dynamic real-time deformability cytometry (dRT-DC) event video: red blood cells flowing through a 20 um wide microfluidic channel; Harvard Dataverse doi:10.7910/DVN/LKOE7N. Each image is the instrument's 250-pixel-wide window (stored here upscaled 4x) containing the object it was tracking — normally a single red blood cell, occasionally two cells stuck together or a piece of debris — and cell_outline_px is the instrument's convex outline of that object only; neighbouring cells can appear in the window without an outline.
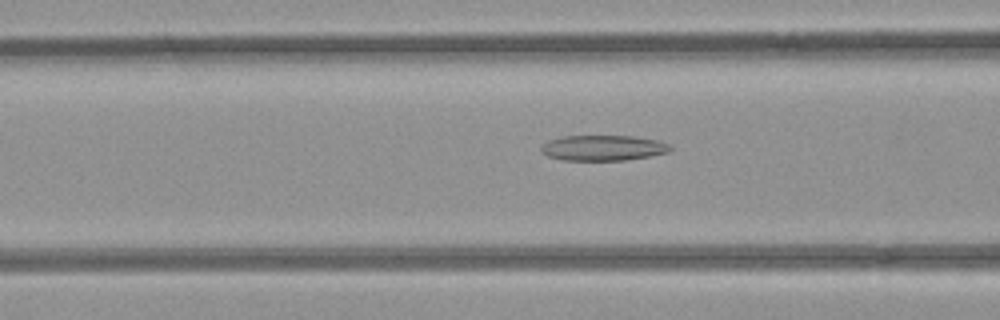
{"species": "common noctule bat (a hibernating species)", "species_latin": "Nyctalus noctula", "temperature_condition": "room temperature", "stored_images_in_passage": 34, "camera_frame_rate_fps": 3000, "um_per_image_px": 0.085, "animal": {"sex": "female", "body_mass_g": 21.9}, "frame": {"image": 1, "passage_image": 12, "time_ms": 3.667, "image_size_px": [1000, 320], "cell_outline_px": [[672, 148], [668, 152], [648, 156], [624, 160], [560, 160], [548, 156], [540, 152], [540, 144], [548, 140], [560, 136], [632, 136], [656, 140], [668, 144]], "centroid_in_image_um": [51.17, 12.57], "position_along_channel_um": 115.4, "area_um2": 19.19}}
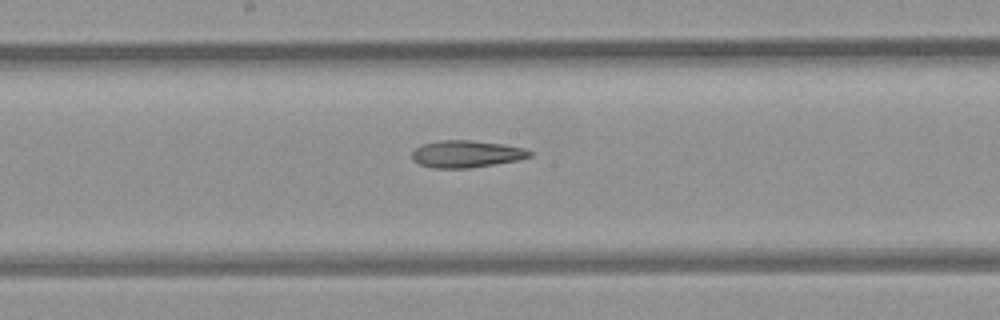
{"frame": {"image": 2, "passage_image": 19, "time_ms": 6.0, "image_size_px": [1000, 320], "cell_outline_px": [[532, 156], [516, 160], [468, 168], [432, 168], [420, 164], [412, 160], [412, 152], [420, 144], [436, 140], [472, 140], [504, 144], [524, 148], [532, 152]], "centroid_in_image_um": [39.6, 13.07], "position_along_channel_um": 208.6, "area_um2": 18.61}}
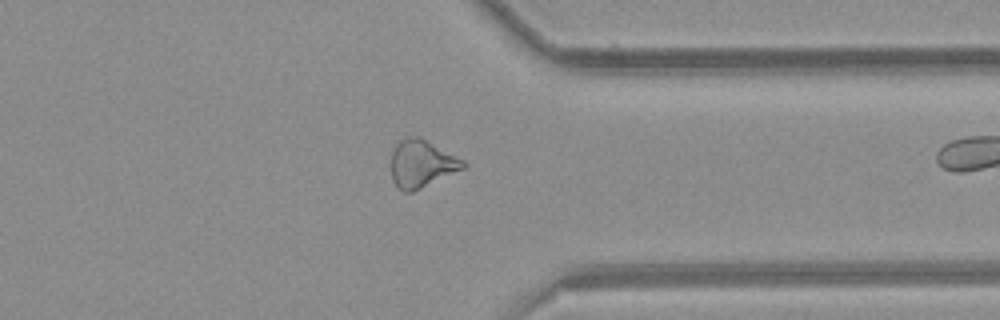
{"frame": {"image": 3, "passage_image": 32, "time_ms": 10.333, "image_size_px": [1000, 320], "cell_outline_px": [[468, 164], [464, 168], [412, 192], [404, 192], [396, 188], [392, 180], [392, 152], [396, 144], [400, 140], [408, 136], [416, 136], [464, 160]], "centroid_in_image_um": [35.81, 13.94], "position_along_channel_um": 375.6, "area_um2": 19.59}}